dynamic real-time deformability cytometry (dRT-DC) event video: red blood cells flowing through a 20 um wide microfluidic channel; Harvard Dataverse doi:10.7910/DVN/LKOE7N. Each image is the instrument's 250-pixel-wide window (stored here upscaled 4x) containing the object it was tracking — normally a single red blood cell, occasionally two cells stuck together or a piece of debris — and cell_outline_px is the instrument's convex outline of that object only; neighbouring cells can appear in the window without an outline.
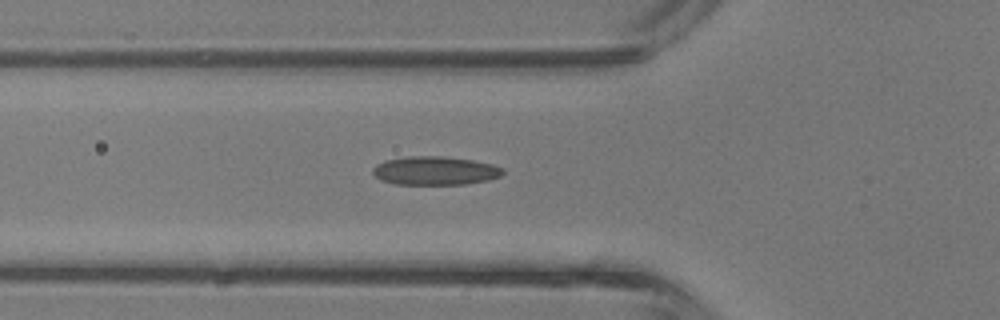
{"species": "common noctule bat (a hibernating species)", "species_latin": "Nyctalus noctula", "temperature_condition": "room temperature", "stored_images_in_passage": 26, "camera_frame_rate_fps": 3000, "um_per_image_px": 0.085, "animal": {"sex": "male", "body_mass_g": 13.3}, "frame": {"image": 1, "passage_image": 3, "time_ms": 0.667, "image_size_px": [1000, 320], "cell_outline_px": [[504, 172], [500, 176], [488, 180], [464, 184], [396, 184], [380, 180], [372, 172], [372, 168], [376, 164], [384, 160], [408, 156], [444, 156], [472, 160], [492, 164], [504, 168]], "centroid_in_image_um": [36.96, 14.5], "position_along_channel_um": 88.8, "area_um2": 21.73}}
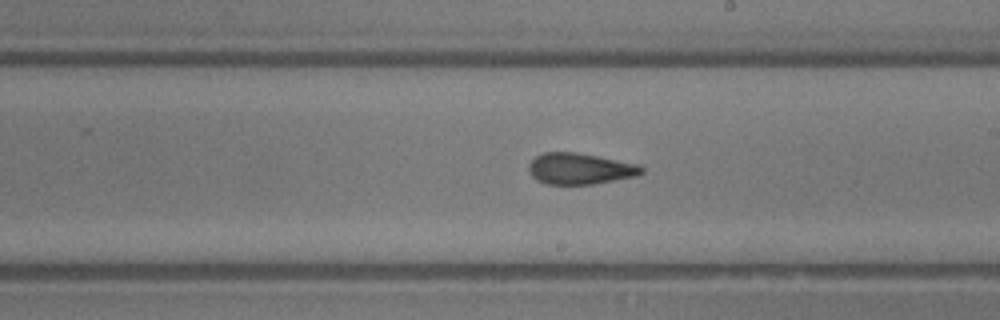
{"frame": {"image": 2, "passage_image": 12, "time_ms": 3.667, "image_size_px": [1000, 320], "cell_outline_px": [[644, 172], [636, 176], [592, 184], [548, 184], [536, 180], [532, 176], [528, 168], [528, 164], [536, 156], [544, 152], [576, 152], [636, 164], [644, 168]], "centroid_in_image_um": [49.26, 14.34], "position_along_channel_um": 239.7, "area_um2": 20.29}}
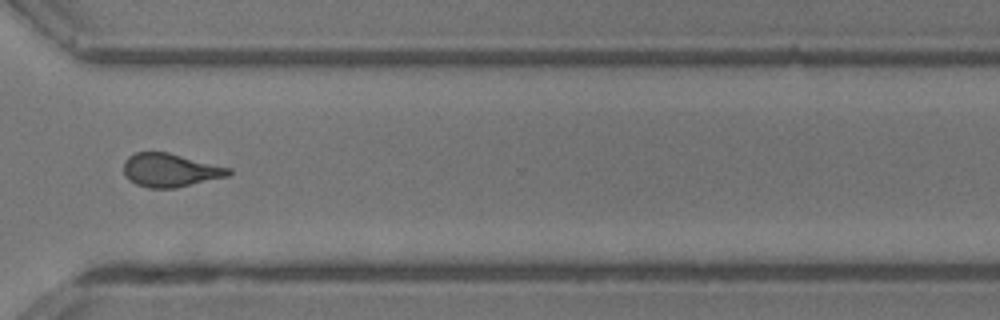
{"frame": {"image": 3, "passage_image": 19, "time_ms": 6.0, "image_size_px": [1000, 320], "cell_outline_px": [[232, 172], [228, 176], [176, 188], [148, 188], [136, 184], [128, 180], [124, 176], [124, 160], [128, 156], [136, 152], [168, 152], [232, 168]], "centroid_in_image_um": [14.46, 14.46], "position_along_channel_um": 356.1, "area_um2": 20.63}}